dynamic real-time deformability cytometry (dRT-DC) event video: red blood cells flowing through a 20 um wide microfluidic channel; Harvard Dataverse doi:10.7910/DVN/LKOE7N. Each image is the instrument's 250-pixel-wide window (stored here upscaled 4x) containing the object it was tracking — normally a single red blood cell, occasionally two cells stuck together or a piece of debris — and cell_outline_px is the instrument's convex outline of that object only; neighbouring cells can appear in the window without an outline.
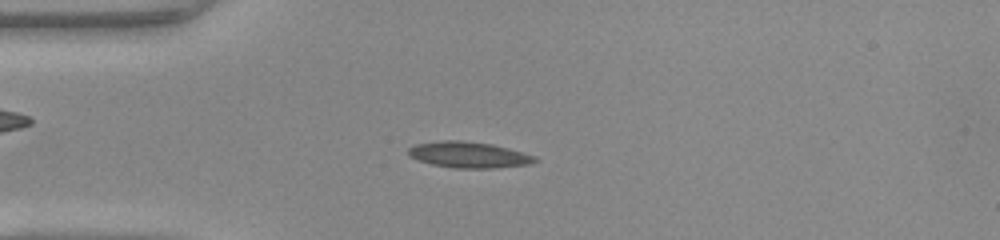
{"species": "common noctule bat (a hibernating species)", "species_latin": "Nyctalus noctula", "temperature_condition": "warm", "stored_images_in_passage": 48, "camera_frame_rate_fps": 3000, "um_per_image_px": 0.085, "animal": {"sex": "female", "body_mass_g": 22.0, "forearm_length_mm": 56.7}, "frame": {"image": 1, "passage_image": 12, "time_ms": 3.667, "image_size_px": [1000, 240], "cell_outline_px": [[540, 160], [532, 164], [496, 168], [452, 168], [432, 164], [408, 156], [408, 148], [416, 144], [440, 140], [460, 140], [492, 144], [508, 148], [536, 156]], "centroid_in_image_um": [39.88, 13.16], "position_along_channel_um": 45.1, "area_um2": 19.36}}
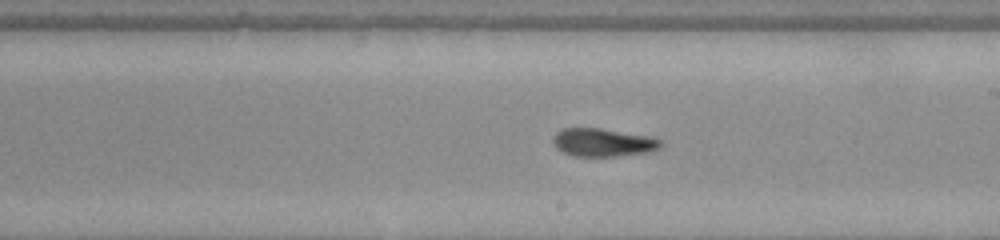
{"frame": {"image": 2, "passage_image": 27, "time_ms": 8.667, "image_size_px": [1000, 240], "cell_outline_px": [[664, 144], [660, 148], [648, 152], [616, 156], [572, 156], [556, 148], [552, 140], [556, 132], [564, 128], [600, 128], [648, 136], [664, 140]], "centroid_in_image_um": [51.28, 12.11], "position_along_channel_um": 237.7, "area_um2": 17.69}}
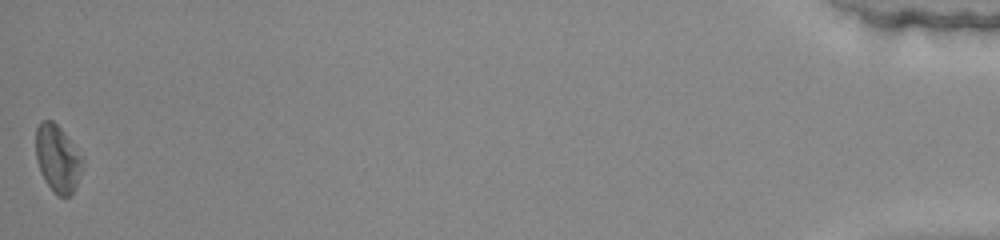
{"frame": {"image": 3, "passage_image": 48, "time_ms": 15.667, "image_size_px": [1000, 240], "cell_outline_px": [[84, 164], [80, 176], [72, 192], [68, 196], [56, 196], [40, 172], [36, 160], [36, 128], [40, 120], [52, 120], [64, 132], [84, 160]], "centroid_in_image_um": [4.88, 13.46], "position_along_channel_um": 430.3, "area_um2": 18.21}, "authors_computed_cell_mechanics": {"area_um2": 18.1203, "velocity_mm_per_s": 4.1917, "shape_relaxation_time_tau1_ms": 3.4277, "shape_relaxation_time_tau2_ms": 2.9534, "deformation_change_tau1": 0.1203, "deformation_change_tau2": 0.0914}}